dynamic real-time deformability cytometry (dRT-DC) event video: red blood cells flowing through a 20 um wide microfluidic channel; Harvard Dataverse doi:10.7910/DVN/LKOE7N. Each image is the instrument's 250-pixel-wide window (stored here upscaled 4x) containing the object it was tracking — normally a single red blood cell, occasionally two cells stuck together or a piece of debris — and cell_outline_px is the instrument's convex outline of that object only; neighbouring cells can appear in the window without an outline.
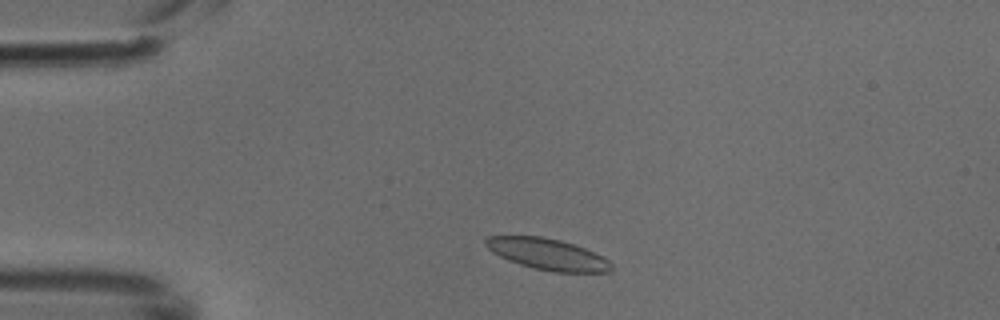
{"species": "common noctule bat (a hibernating species)", "species_latin": "Nyctalus noctula", "temperature_condition": "cold", "stored_images_in_passage": 4, "camera_frame_rate_fps": 3000, "um_per_image_px": 0.085, "animal": {"sex": "male", "body_mass_g": 18.8}, "frame": {"image": 1, "passage_image": 2, "time_ms": 0.333, "image_size_px": [1000, 320], "cell_outline_px": [[612, 272], [552, 272], [532, 268], [508, 260], [492, 252], [484, 244], [484, 240], [488, 236], [540, 236], [560, 240], [584, 248], [604, 256], [612, 264]], "centroid_in_image_um": [46.55, 21.61], "position_along_channel_um": 38.4, "area_um2": 22.95}}
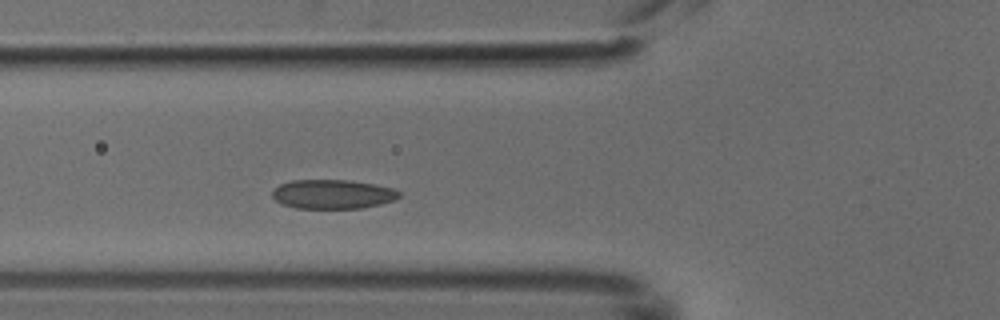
{"frame": {"image": 2, "passage_image": 4, "time_ms": 1.0, "image_size_px": [1000, 320], "cell_outline_px": [[400, 196], [396, 200], [380, 204], [360, 208], [296, 208], [284, 204], [276, 200], [272, 196], [272, 192], [280, 184], [292, 180], [348, 180], [376, 184], [392, 188], [400, 192]], "centroid_in_image_um": [28.31, 16.5], "position_along_channel_um": 97.5, "area_um2": 21.5}}